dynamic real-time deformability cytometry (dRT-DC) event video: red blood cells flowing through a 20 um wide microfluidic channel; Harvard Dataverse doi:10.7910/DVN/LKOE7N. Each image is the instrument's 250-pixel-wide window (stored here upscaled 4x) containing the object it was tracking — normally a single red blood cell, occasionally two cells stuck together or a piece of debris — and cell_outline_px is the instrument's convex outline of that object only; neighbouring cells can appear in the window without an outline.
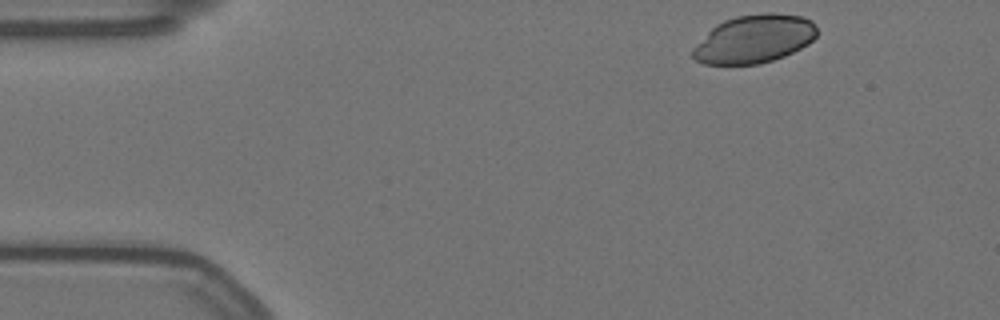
{"species": "Egyptian fruit bat (a non-hibernating species)", "species_latin": "Rousettus aegyptiacus", "temperature_condition": "warm", "stored_images_in_passage": 51, "camera_frame_rate_fps": 3000, "um_per_image_px": 0.085, "animal": {"sex": "female"}, "frame": {"image": 1, "passage_image": 1, "time_ms": 0.0, "image_size_px": [1000, 320], "cell_outline_px": [[816, 36], [808, 44], [784, 56], [760, 64], [704, 64], [696, 60], [692, 56], [692, 48], [716, 24], [724, 20], [736, 16], [764, 12], [772, 12], [800, 16], [812, 20], [816, 28]], "centroid_in_image_um": [64.1, 3.3], "position_along_channel_um": 20.9, "area_um2": 34.85}}